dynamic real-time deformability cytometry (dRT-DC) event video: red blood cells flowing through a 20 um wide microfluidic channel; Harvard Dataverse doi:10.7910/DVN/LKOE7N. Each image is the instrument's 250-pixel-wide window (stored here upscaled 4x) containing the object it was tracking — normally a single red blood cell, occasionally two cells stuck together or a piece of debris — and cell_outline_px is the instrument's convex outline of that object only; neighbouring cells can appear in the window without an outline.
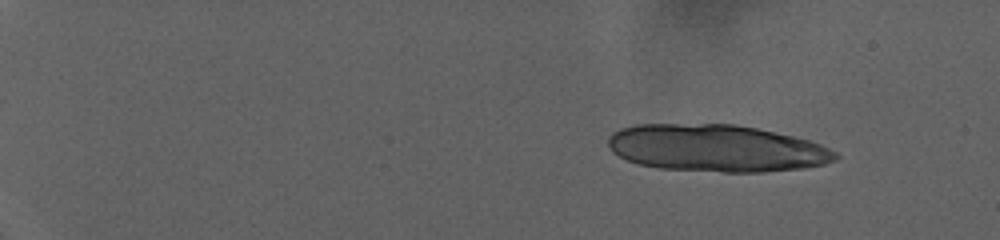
{"species": "human", "species_latin": "Homo sapiens", "temperature_condition": "warm", "stored_images_in_passage": 23, "camera_frame_rate_fps": 3000, "um_per_image_px": 0.085, "donor": {"sex": "female"}, "frame": {"image": 1, "passage_image": 1, "time_ms": 0.0, "image_size_px": [1000, 240], "cell_outline_px": [[840, 156], [836, 160], [824, 164], [804, 168], [760, 172], [724, 172], [660, 168], [640, 164], [628, 160], [612, 152], [608, 144], [608, 136], [612, 132], [620, 128], [636, 124], [736, 124], [756, 128], [792, 136], [808, 140], [820, 144], [836, 152]], "centroid_in_image_um": [60.89, 12.59], "position_along_channel_um": 24.1, "area_um2": 62.42}}